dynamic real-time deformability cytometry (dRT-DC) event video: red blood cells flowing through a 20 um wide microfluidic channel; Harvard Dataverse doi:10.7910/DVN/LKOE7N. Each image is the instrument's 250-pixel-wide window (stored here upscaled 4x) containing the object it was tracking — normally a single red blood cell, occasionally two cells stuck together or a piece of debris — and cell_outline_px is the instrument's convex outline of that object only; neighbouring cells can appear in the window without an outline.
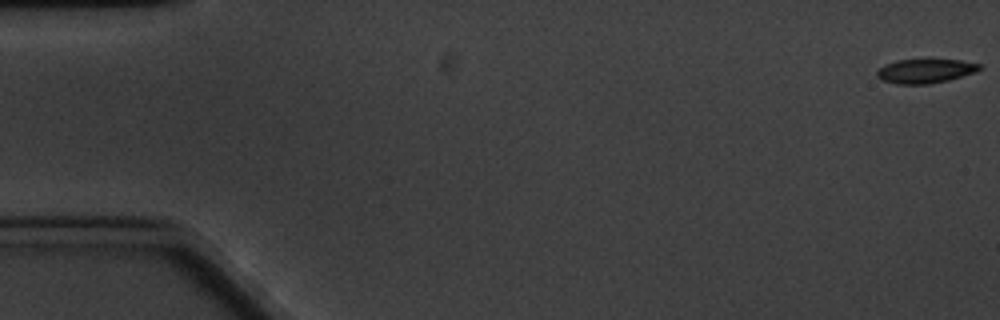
{"species": "common noctule bat (a hibernating species)", "species_latin": "Nyctalus noctula", "temperature_condition": "cold", "stored_images_in_passage": 18, "camera_frame_rate_fps": 3000, "um_per_image_px": 0.085, "animal": {"sex": "male", "body_mass_g": 20.1, "forearm_length_mm": 53.5}, "frame": {"image": 1, "passage_image": 1, "time_ms": 0.0, "image_size_px": [1000, 320], "cell_outline_px": [[980, 68], [976, 72], [948, 80], [928, 84], [896, 84], [880, 80], [876, 76], [876, 72], [884, 64], [896, 60], [924, 56], [960, 60], [980, 64]], "centroid_in_image_um": [78.61, 5.98], "position_along_channel_um": 6.4, "area_um2": 15.32}}
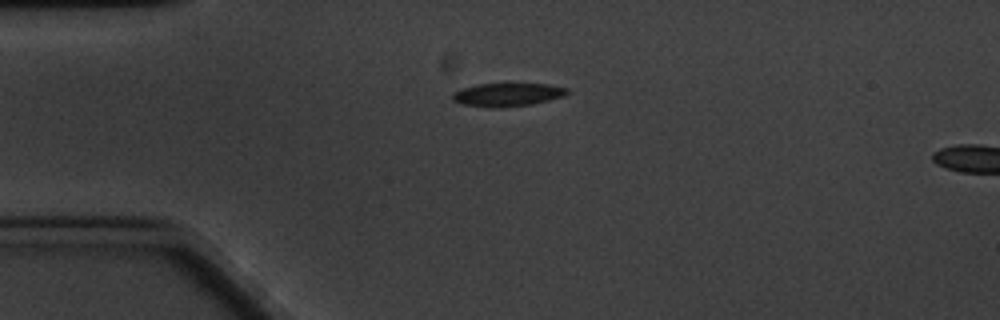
{"frame": {"image": 2, "passage_image": 15, "time_ms": 4.667, "image_size_px": [1000, 320], "cell_outline_px": [[568, 92], [564, 96], [532, 104], [496, 108], [492, 108], [460, 104], [452, 100], [452, 92], [460, 88], [476, 84], [548, 84], [568, 88]], "centroid_in_image_um": [43.07, 8.05], "position_along_channel_um": 41.9, "area_um2": 15.66}}